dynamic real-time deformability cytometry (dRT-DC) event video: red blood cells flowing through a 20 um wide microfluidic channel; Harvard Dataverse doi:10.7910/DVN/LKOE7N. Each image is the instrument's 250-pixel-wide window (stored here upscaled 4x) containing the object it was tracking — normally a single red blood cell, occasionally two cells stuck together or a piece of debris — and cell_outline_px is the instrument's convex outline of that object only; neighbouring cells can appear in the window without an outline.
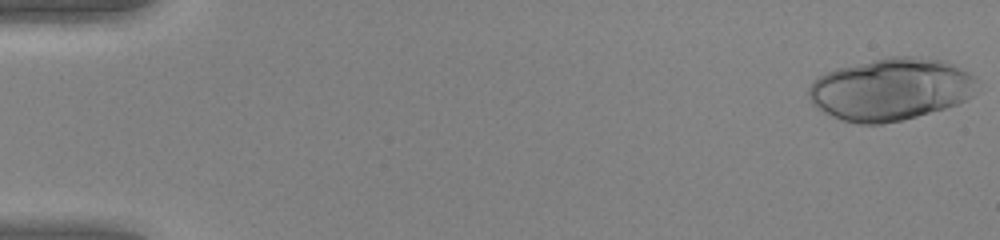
{"species": "human", "species_latin": "Homo sapiens", "temperature_condition": "warm", "stored_images_in_passage": 27, "segment_of_instrument_passage": [1, 2], "camera_frame_rate_fps": 3000, "um_per_image_px": 0.085, "donor": {"sex": "female"}, "frame": {"image": 1, "passage_image": 1, "time_ms": 0.0, "image_size_px": [1000, 240], "cell_outline_px": [[976, 80], [972, 96], [956, 104], [944, 108], [916, 116], [900, 120], [880, 124], [856, 124], [840, 120], [824, 112], [812, 104], [808, 96], [808, 88], [820, 76], [836, 68], [892, 56], [912, 56], [944, 60], [976, 76]], "centroid_in_image_um": [75.7, 7.59], "position_along_channel_um": 9.3, "area_um2": 60.75}}
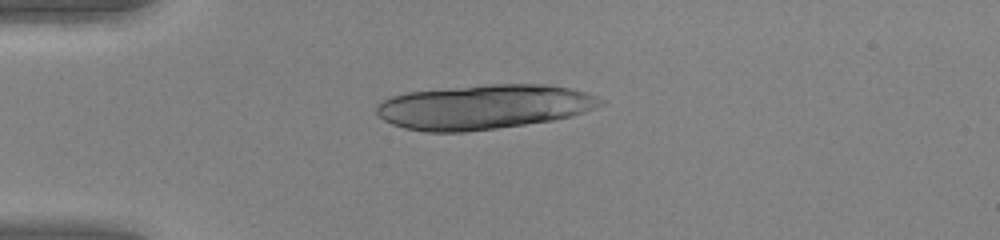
{"frame": {"image": 2, "passage_image": 13, "time_ms": 4.0, "image_size_px": [1000, 240], "cell_outline_px": [[608, 100], [604, 104], [584, 112], [572, 116], [552, 120], [468, 132], [424, 132], [404, 128], [392, 124], [384, 120], [376, 112], [376, 104], [392, 96], [408, 92], [488, 84], [548, 84], [588, 92]], "centroid_in_image_um": [41.16, 9.08], "position_along_channel_um": 43.8, "area_um2": 58.38}}